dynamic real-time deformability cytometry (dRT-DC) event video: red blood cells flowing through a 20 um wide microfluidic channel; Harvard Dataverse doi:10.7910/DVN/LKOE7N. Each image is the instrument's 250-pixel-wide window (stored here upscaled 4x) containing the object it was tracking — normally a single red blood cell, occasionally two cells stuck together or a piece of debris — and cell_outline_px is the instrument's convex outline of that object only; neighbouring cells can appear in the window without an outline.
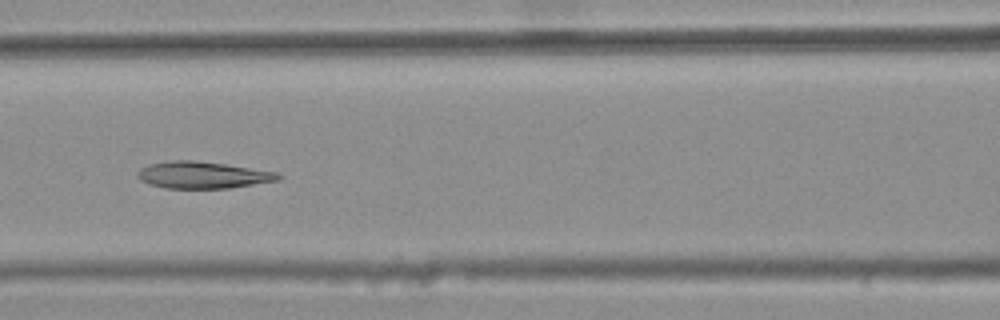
{"species": "common noctule bat (a hibernating species)", "species_latin": "Nyctalus noctula", "temperature_condition": "warm", "stored_images_in_passage": 8, "camera_frame_rate_fps": 3000, "um_per_image_px": 0.085, "animal": {"sex": "female", "body_mass_g": 25.1}, "frame": {"image": 1, "passage_image": 6, "time_ms": 1.667, "image_size_px": [1000, 320], "cell_outline_px": [[284, 176], [280, 180], [228, 188], [164, 188], [140, 180], [136, 176], [136, 172], [140, 168], [148, 164], [172, 160], [192, 160], [224, 164], [280, 172]], "centroid_in_image_um": [17.25, 14.87], "position_along_channel_um": 149.3, "area_um2": 22.08}}
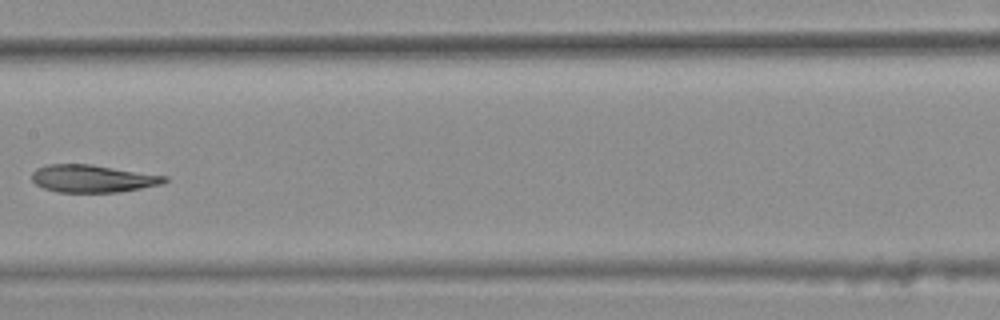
{"frame": {"image": 2, "passage_image": 7, "time_ms": 2.0, "image_size_px": [1000, 320], "cell_outline_px": [[168, 180], [160, 184], [140, 188], [116, 192], [56, 192], [44, 188], [36, 184], [32, 180], [32, 172], [36, 168], [48, 164], [92, 164], [168, 176]], "centroid_in_image_um": [7.85, 15.17], "position_along_channel_um": 199.5, "area_um2": 21.27}}
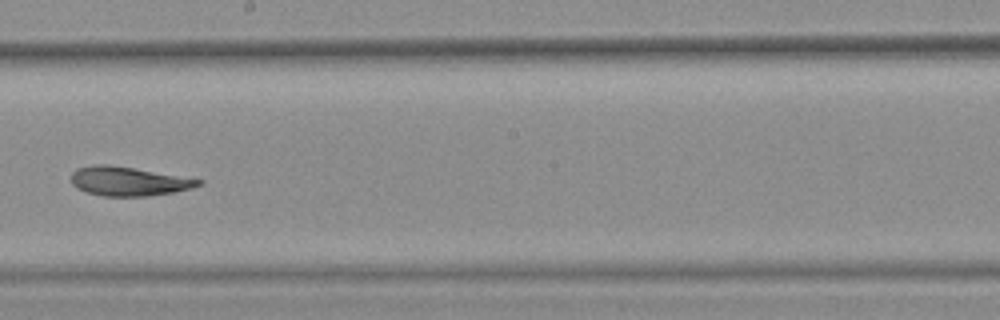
{"frame": {"image": 3, "passage_image": 8, "time_ms": 2.333, "image_size_px": [1000, 320], "cell_outline_px": [[204, 184], [192, 188], [172, 192], [148, 196], [104, 196], [88, 192], [76, 188], [72, 184], [72, 172], [76, 168], [92, 164], [108, 164], [204, 180]], "centroid_in_image_um": [10.91, 15.4], "position_along_channel_um": 237.3, "area_um2": 21.44}}